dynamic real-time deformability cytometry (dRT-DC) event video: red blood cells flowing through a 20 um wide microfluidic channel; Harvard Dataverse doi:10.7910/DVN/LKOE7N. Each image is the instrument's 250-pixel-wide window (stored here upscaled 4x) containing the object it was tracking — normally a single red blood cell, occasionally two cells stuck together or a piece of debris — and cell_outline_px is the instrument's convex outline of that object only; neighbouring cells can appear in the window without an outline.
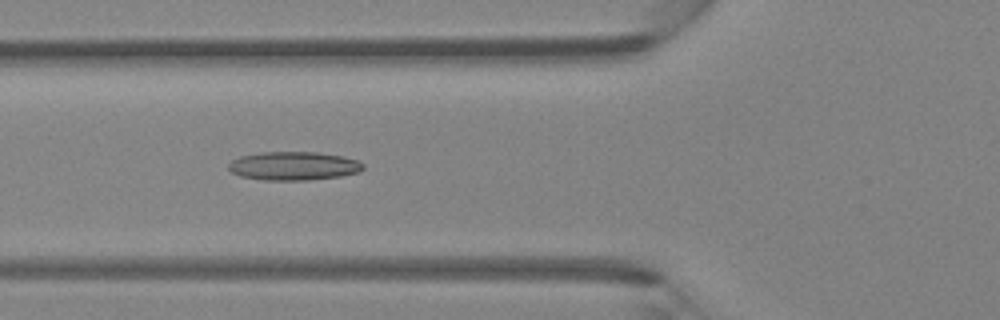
{"species": "Egyptian fruit bat (a non-hibernating species)", "species_latin": "Rousettus aegyptiacus", "temperature_condition": "room temperature", "stored_images_in_passage": 46, "camera_frame_rate_fps": 3000, "um_per_image_px": 0.085, "animal": {"sex": "female"}, "frame": {"image": 1, "passage_image": 17, "time_ms": 5.333, "image_size_px": [1000, 320], "cell_outline_px": [[364, 168], [360, 172], [340, 176], [308, 180], [264, 180], [240, 176], [232, 172], [228, 168], [228, 164], [232, 160], [240, 156], [260, 152], [316, 152], [344, 156], [356, 160], [364, 164]], "centroid_in_image_um": [24.96, 14.1], "position_along_channel_um": 100.8, "area_um2": 22.48}}
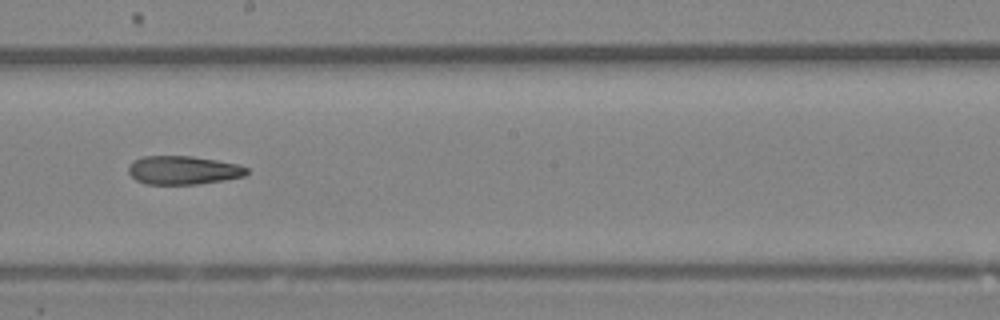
{"frame": {"image": 2, "passage_image": 26, "time_ms": 8.333, "image_size_px": [1000, 320], "cell_outline_px": [[248, 172], [244, 176], [224, 180], [196, 184], [144, 184], [136, 180], [128, 172], [128, 164], [132, 160], [144, 156], [192, 156], [240, 164], [248, 168]], "centroid_in_image_um": [15.55, 14.46], "position_along_channel_um": 232.6, "area_um2": 19.83}}
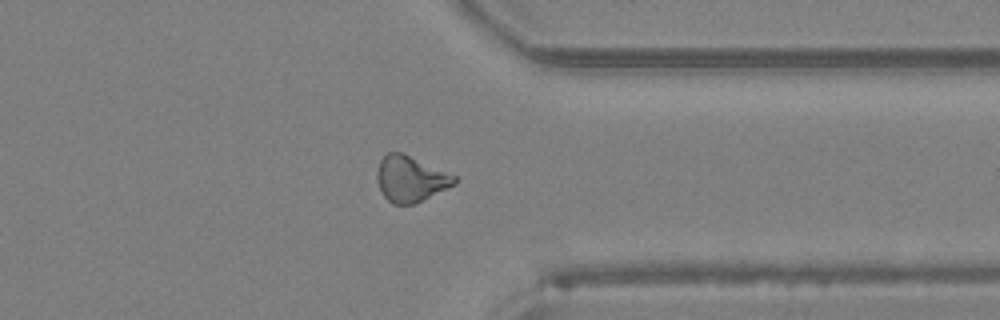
{"frame": {"image": 3, "passage_image": 36, "time_ms": 11.667, "image_size_px": [1000, 320], "cell_outline_px": [[456, 184], [416, 204], [392, 204], [384, 196], [380, 188], [376, 176], [376, 172], [380, 160], [388, 152], [404, 152], [456, 176]], "centroid_in_image_um": [34.9, 15.2], "position_along_channel_um": 376.5, "area_um2": 20.81}}